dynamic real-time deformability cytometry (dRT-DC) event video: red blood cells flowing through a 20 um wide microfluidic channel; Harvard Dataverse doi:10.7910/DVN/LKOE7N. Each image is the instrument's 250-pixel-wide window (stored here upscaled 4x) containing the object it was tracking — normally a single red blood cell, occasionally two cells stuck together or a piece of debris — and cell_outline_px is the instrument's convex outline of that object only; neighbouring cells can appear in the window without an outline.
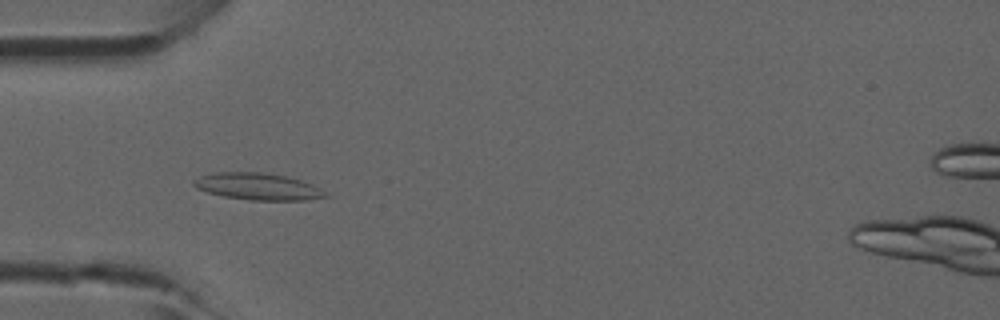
{"species": "common noctule bat (a hibernating species)", "species_latin": "Nyctalus noctula", "temperature_condition": "room temperature", "stored_images_in_passage": 7, "camera_frame_rate_fps": 3000, "um_per_image_px": 0.085, "animal": {"sex": "male", "forearm_length_mm": 52.5}, "frame": {"image": 1, "passage_image": 5, "time_ms": 1.333, "image_size_px": [1000, 320], "cell_outline_px": [[332, 196], [304, 200], [248, 200], [224, 196], [208, 192], [196, 188], [192, 184], [192, 180], [200, 176], [212, 172], [260, 172], [284, 176], [300, 180], [312, 184], [320, 188]], "centroid_in_image_um": [21.9, 15.85], "position_along_channel_um": 63.1, "area_um2": 20.63}}
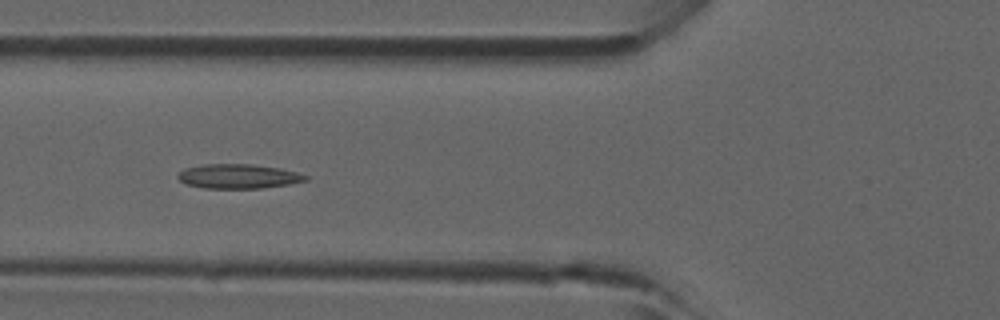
{"frame": {"image": 2, "passage_image": 6, "time_ms": 1.667, "image_size_px": [1000, 320], "cell_outline_px": [[308, 180], [288, 184], [260, 188], [204, 188], [184, 184], [176, 176], [184, 168], [204, 164], [252, 164], [280, 168], [296, 172], [308, 176]], "centroid_in_image_um": [20.23, 14.98], "position_along_channel_um": 105.6, "area_um2": 18.15}}
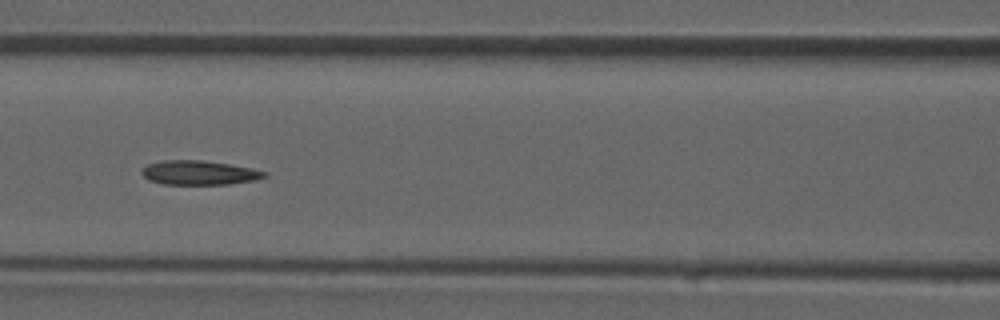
{"frame": {"image": 3, "passage_image": 7, "time_ms": 2.0, "image_size_px": [1000, 320], "cell_outline_px": [[268, 176], [256, 180], [228, 184], [164, 184], [148, 180], [140, 172], [148, 164], [164, 160], [200, 160], [228, 164], [252, 168], [268, 172]], "centroid_in_image_um": [16.95, 14.68], "position_along_channel_um": 149.6, "area_um2": 17.28}}